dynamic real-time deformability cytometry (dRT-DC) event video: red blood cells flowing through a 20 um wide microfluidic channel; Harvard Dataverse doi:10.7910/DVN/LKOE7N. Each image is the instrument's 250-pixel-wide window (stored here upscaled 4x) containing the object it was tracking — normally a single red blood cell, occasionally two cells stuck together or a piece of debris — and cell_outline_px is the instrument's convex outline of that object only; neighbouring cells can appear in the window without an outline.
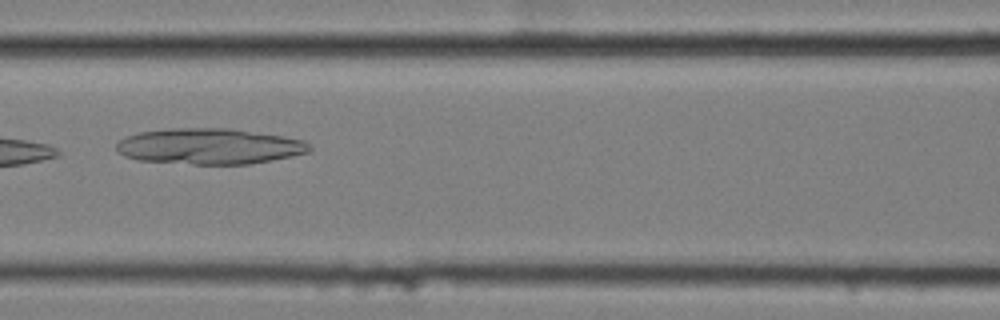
{"species": "common noctule bat (a hibernating species)", "species_latin": "Nyctalus noctula", "temperature_condition": "cold", "stored_images_in_passage": 8, "camera_frame_rate_fps": 3000, "um_per_image_px": 0.085, "animal": {"sex": "female", "body_mass_g": 25.1}, "frame": {"image": 1, "passage_image": 7, "time_ms": 2.0, "image_size_px": [1000, 320], "cell_outline_px": [[312, 148], [308, 152], [292, 156], [272, 160], [248, 164], [192, 164], [140, 160], [124, 156], [116, 148], [116, 144], [120, 140], [128, 136], [140, 132], [168, 128], [228, 128], [284, 136], [304, 140], [312, 144]], "centroid_in_image_um": [17.84, 12.43], "position_along_channel_um": 148.8, "area_um2": 40.29}}